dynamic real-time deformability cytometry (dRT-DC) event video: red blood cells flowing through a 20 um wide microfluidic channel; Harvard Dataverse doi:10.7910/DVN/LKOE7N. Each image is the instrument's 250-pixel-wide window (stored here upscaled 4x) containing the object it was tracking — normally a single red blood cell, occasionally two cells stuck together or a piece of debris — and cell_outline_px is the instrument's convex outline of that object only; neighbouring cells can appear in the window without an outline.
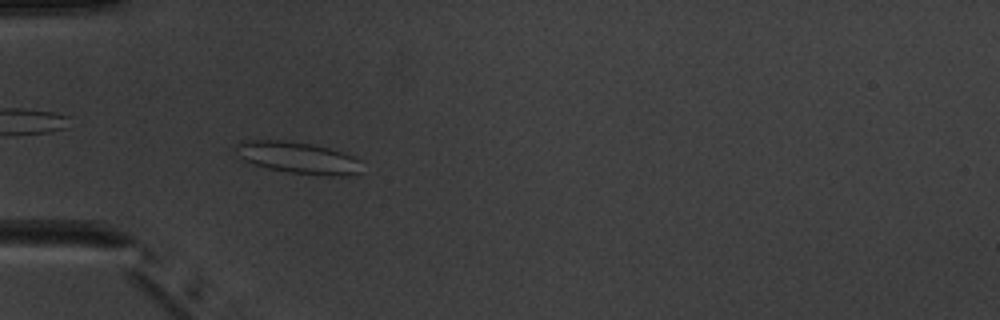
{"species": "common noctule bat (a hibernating species)", "species_latin": "Nyctalus noctula", "temperature_condition": "warm", "stored_images_in_passage": 6, "camera_frame_rate_fps": 3000, "um_per_image_px": 0.085, "animal": {"sex": "male", "body_mass_g": 20.1, "forearm_length_mm": 53.5}, "frame": {"image": 1, "passage_image": 6, "time_ms": 5.667, "image_size_px": [1000, 320], "cell_outline_px": [[360, 172], [348, 176], [328, 176], [288, 172], [268, 168], [244, 160], [232, 148], [236, 144], [244, 140], [280, 140], [312, 144], [328, 148], [352, 156], [360, 160]], "centroid_in_image_um": [25.31, 13.41], "position_along_channel_um": 59.7, "area_um2": 23.12}}